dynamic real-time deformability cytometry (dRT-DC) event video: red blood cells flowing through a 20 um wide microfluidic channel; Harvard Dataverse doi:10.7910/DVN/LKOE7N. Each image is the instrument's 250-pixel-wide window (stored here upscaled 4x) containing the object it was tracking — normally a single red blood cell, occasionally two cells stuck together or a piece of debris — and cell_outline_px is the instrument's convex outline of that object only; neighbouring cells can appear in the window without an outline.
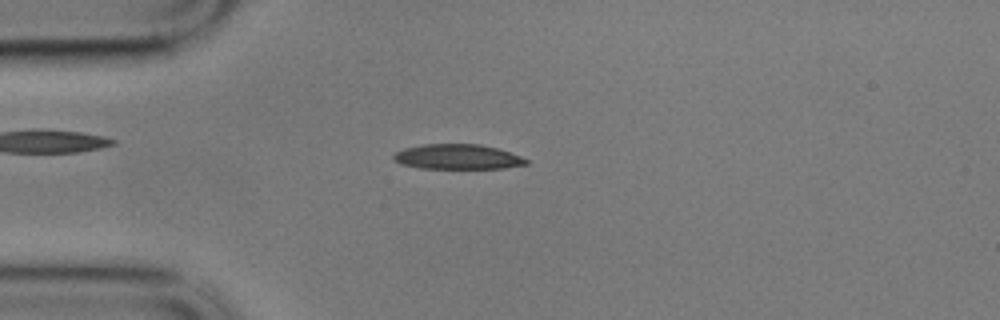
{"species": "common noctule bat (a hibernating species)", "species_latin": "Nyctalus noctula", "temperature_condition": "cold", "stored_images_in_passage": 7, "camera_frame_rate_fps": 3000, "um_per_image_px": 0.085, "animal": {"sex": "male", "body_mass_g": 17.9}, "frame": {"image": 1, "passage_image": 4, "time_ms": 1.0, "image_size_px": [1000, 320], "cell_outline_px": [[528, 164], [504, 168], [420, 168], [400, 164], [392, 160], [392, 156], [396, 152], [404, 148], [424, 144], [480, 144], [496, 148], [520, 156], [528, 160]], "centroid_in_image_um": [38.85, 13.33], "position_along_channel_um": 46.2, "area_um2": 19.25}}
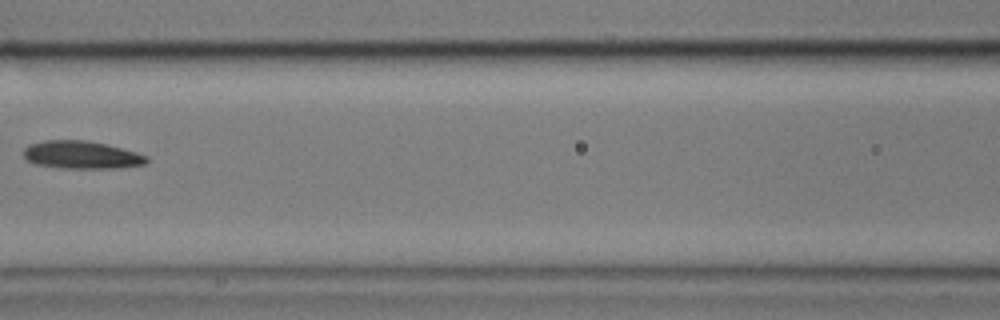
{"frame": {"image": 2, "passage_image": 7, "time_ms": 2.0, "image_size_px": [1000, 320], "cell_outline_px": [[148, 160], [144, 164], [116, 168], [60, 168], [36, 164], [28, 160], [24, 156], [24, 148], [28, 144], [44, 140], [84, 140], [104, 144], [136, 152], [148, 156]], "centroid_in_image_um": [6.9, 13.16], "position_along_channel_um": 159.7, "area_um2": 19.77}}